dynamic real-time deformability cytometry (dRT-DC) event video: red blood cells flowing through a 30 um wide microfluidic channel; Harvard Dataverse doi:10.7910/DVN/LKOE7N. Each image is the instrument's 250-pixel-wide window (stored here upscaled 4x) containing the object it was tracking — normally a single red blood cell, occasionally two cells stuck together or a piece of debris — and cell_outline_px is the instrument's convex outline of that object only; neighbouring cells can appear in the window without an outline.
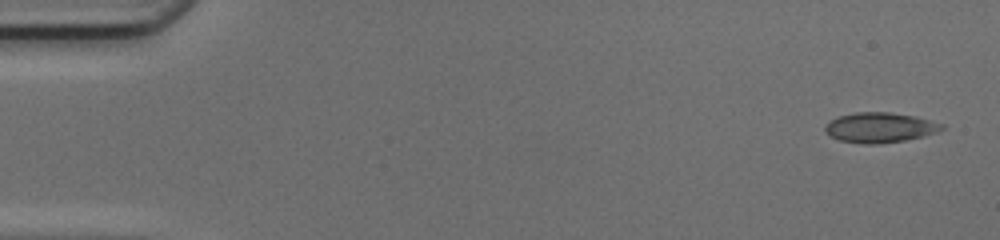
{"species": "common noctule bat (a hibernating species)", "species_latin": "Nyctalus noctula", "temperature_condition": "cold", "stored_images_in_passage": 45, "camera_frame_rate_fps": 3000, "um_per_image_px": 0.085, "animal": {"sex": "female", "body_mass_g": 17.0, "forearm_length_mm": 48.0}, "frame": {"image": 1, "passage_image": 1, "time_ms": 0.0, "image_size_px": [1000, 240], "cell_outline_px": [[944, 128], [936, 132], [904, 140], [876, 144], [864, 144], [840, 140], [832, 136], [824, 128], [832, 120], [840, 116], [856, 112], [888, 112], [916, 116], [944, 124]], "centroid_in_image_um": [74.82, 10.83], "position_along_channel_um": 10.2, "area_um2": 20.0}}
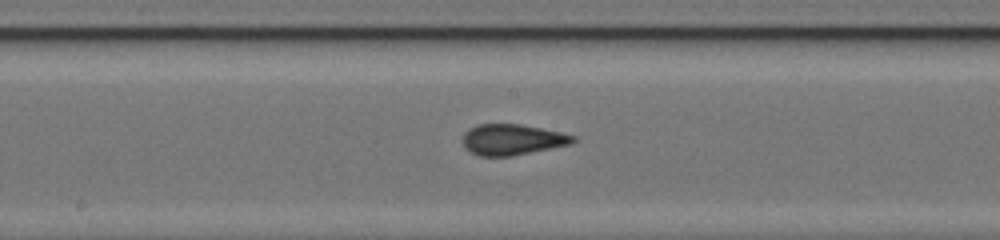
{"frame": {"image": 2, "passage_image": 25, "time_ms": 8.0, "image_size_px": [1000, 240], "cell_outline_px": [[576, 140], [572, 144], [512, 156], [480, 156], [464, 148], [464, 132], [468, 128], [476, 124], [520, 124], [560, 132], [576, 136]], "centroid_in_image_um": [43.54, 11.86], "position_along_channel_um": 204.7, "area_um2": 19.83}}
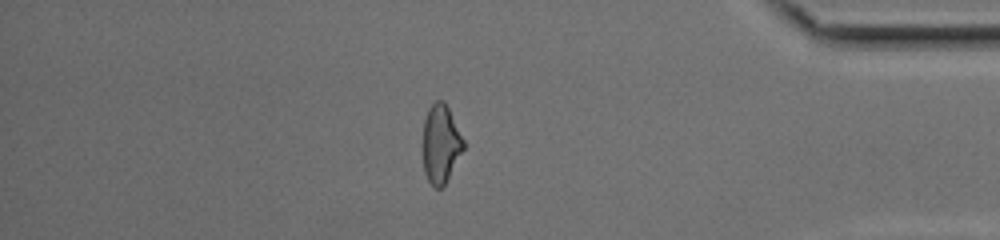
{"frame": {"image": 3, "passage_image": 41, "time_ms": 13.333, "image_size_px": [1000, 240], "cell_outline_px": [[464, 148], [444, 184], [440, 188], [436, 188], [428, 180], [424, 172], [424, 120], [428, 108], [436, 100], [444, 100], [464, 140]], "centroid_in_image_um": [37.46, 12.2], "position_along_channel_um": 397.7, "area_um2": 18.09}}